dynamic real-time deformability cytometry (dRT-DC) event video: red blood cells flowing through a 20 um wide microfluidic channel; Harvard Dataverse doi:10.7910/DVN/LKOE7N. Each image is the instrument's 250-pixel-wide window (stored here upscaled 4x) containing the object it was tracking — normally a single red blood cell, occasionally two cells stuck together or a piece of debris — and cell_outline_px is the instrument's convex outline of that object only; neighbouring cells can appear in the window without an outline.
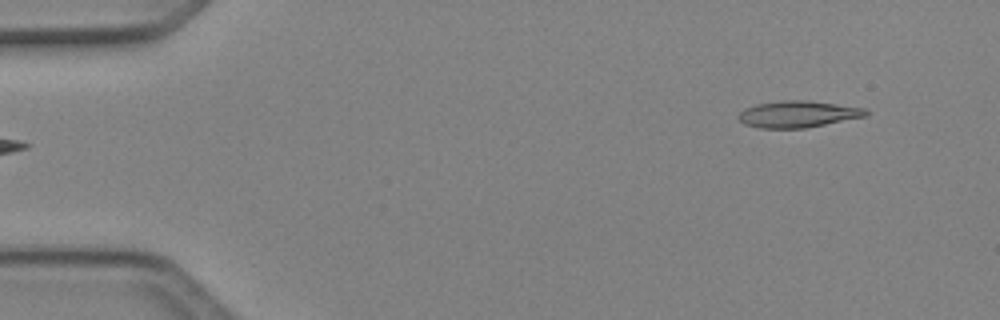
{"species": "Egyptian fruit bat (a non-hibernating species)", "species_latin": "Rousettus aegyptiacus", "temperature_condition": "cold", "stored_images_in_passage": 5, "segment_of_instrument_passage": [2, 2], "camera_frame_rate_fps": 3000, "um_per_image_px": 0.085, "animal": {"sex": "female"}, "frame": {"image": 1, "passage_image": 5, "time_ms": 1.333, "image_size_px": [1000, 320], "cell_outline_px": [[868, 116], [804, 128], [760, 128], [744, 124], [736, 116], [744, 108], [756, 104], [780, 100], [808, 100], [864, 108], [868, 112]], "centroid_in_image_um": [67.79, 9.7], "position_along_channel_um": 17.2, "area_um2": 19.77}}